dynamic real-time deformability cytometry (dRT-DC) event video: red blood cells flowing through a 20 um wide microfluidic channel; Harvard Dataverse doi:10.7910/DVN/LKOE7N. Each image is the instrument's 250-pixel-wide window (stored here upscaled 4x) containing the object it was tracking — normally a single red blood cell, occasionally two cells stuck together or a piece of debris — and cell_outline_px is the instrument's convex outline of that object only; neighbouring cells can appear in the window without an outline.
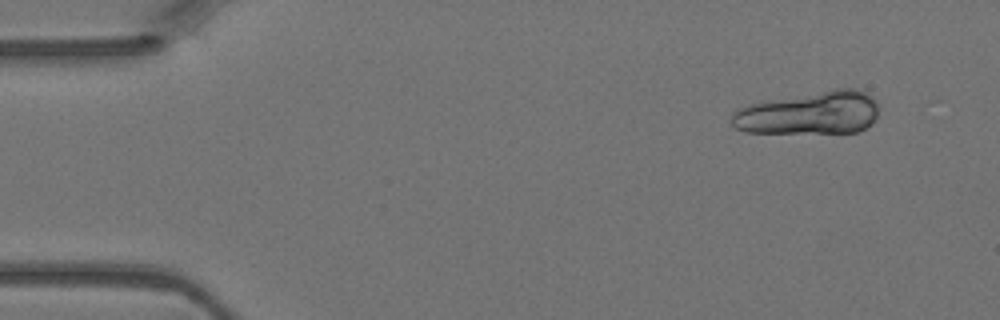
{"species": "Egyptian fruit bat (a non-hibernating species)", "species_latin": "Rousettus aegyptiacus", "temperature_condition": "warm", "stored_images_in_passage": 5, "segment_of_instrument_passage": [1, 2], "camera_frame_rate_fps": 3000, "um_per_image_px": 0.085, "animal": {"sex": "female"}, "frame": {"image": 1, "passage_image": 2, "time_ms": 0.333, "image_size_px": [1000, 320], "cell_outline_px": [[880, 104], [876, 116], [872, 124], [860, 132], [744, 132], [736, 128], [732, 124], [732, 112], [736, 108], [752, 104], [832, 88], [860, 88], [872, 96]], "centroid_in_image_um": [68.88, 9.59], "position_along_channel_um": 16.1, "area_um2": 37.05}}